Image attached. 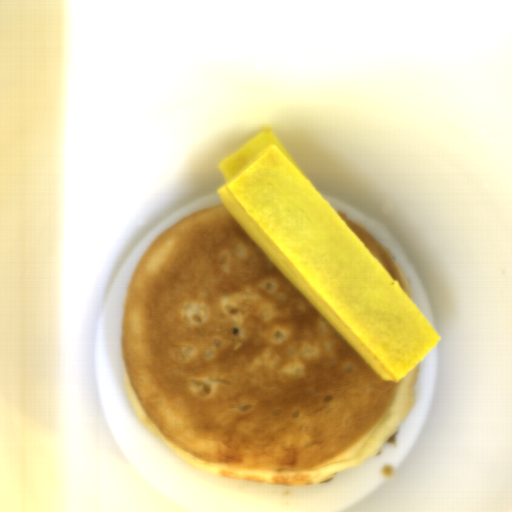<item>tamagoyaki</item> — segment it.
<instances>
[{"instance_id":"81b7327e","label":"tamagoyaki","mask_w":512,"mask_h":512,"mask_svg":"<svg viewBox=\"0 0 512 512\" xmlns=\"http://www.w3.org/2000/svg\"><path fill=\"white\" fill-rule=\"evenodd\" d=\"M218 169L223 206L383 380L400 383L442 339L271 129Z\"/></svg>"}]
</instances>
